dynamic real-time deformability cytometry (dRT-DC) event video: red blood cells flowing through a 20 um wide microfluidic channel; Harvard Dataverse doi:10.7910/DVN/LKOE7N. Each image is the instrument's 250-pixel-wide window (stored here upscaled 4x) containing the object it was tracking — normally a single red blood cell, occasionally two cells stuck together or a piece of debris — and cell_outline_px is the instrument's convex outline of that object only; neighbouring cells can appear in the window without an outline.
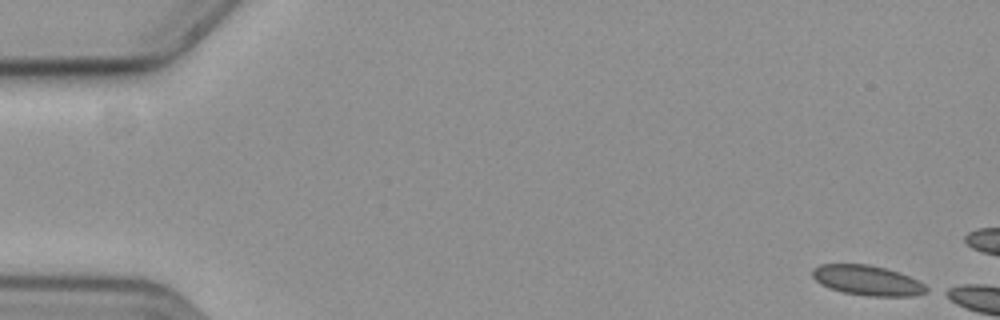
{"species": "common noctule bat (a hibernating species)", "species_latin": "Nyctalus noctula", "temperature_condition": "cold", "stored_images_in_passage": 11, "camera_frame_rate_fps": 3000, "um_per_image_px": 0.085, "animal": {"sex": "female", "body_mass_g": 19.3, "forearm_length_mm": 54.1}, "frame": {"image": 1, "passage_image": 1, "time_ms": 0.0, "image_size_px": [1000, 320], "cell_outline_px": [[932, 288], [928, 292], [912, 296], [868, 296], [844, 292], [820, 284], [812, 276], [812, 268], [820, 264], [868, 264], [900, 272]], "centroid_in_image_um": [73.75, 23.83], "position_along_channel_um": 11.2, "area_um2": 19.94}}